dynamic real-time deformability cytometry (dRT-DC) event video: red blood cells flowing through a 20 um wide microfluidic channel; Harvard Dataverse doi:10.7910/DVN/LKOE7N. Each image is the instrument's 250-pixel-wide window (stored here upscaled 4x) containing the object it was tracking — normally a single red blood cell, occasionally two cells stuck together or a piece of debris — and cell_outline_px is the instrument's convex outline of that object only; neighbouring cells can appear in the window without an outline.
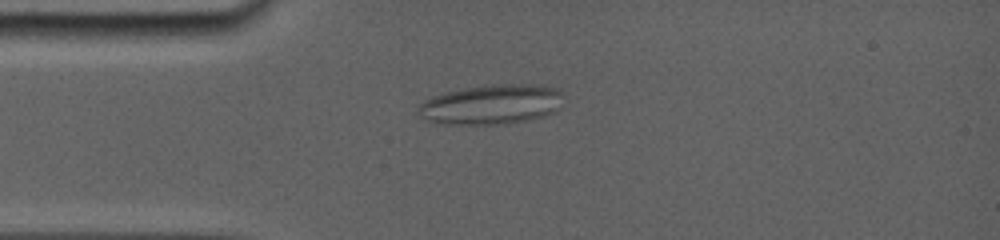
{"species": "common noctule bat (a hibernating species)", "species_latin": "Nyctalus noctula", "temperature_condition": "room temperature", "stored_images_in_passage": 70, "camera_frame_rate_fps": 5000, "um_per_image_px": 0.085, "animal": {"sex": "female", "body_mass_g": 19.0, "forearm_length_mm": 56.7}, "frame": {"image": 1, "passage_image": 19, "time_ms": 4.0, "image_size_px": [1000, 240], "cell_outline_px": [[560, 108], [544, 116], [528, 120], [504, 124], [440, 124], [424, 120], [416, 112], [420, 104], [424, 100], [432, 96], [448, 92], [468, 88], [500, 84], [532, 84], [556, 88], [560, 92]], "centroid_in_image_um": [41.72, 8.9], "position_along_channel_um": 43.3, "area_um2": 33.47}}
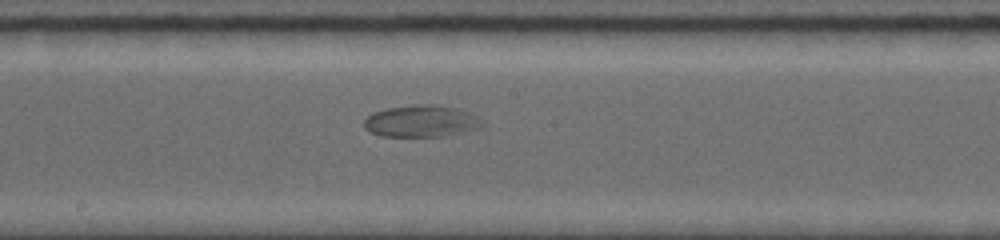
{"frame": {"image": 2, "passage_image": 36, "time_ms": 9.0, "image_size_px": [1000, 240], "cell_outline_px": [[484, 124], [480, 128], [444, 136], [380, 136], [368, 132], [364, 128], [364, 120], [372, 112], [388, 108], [412, 104], [428, 104], [456, 108], [476, 116], [484, 120]], "centroid_in_image_um": [35.77, 10.3], "position_along_channel_um": 212.4, "area_um2": 21.96}}
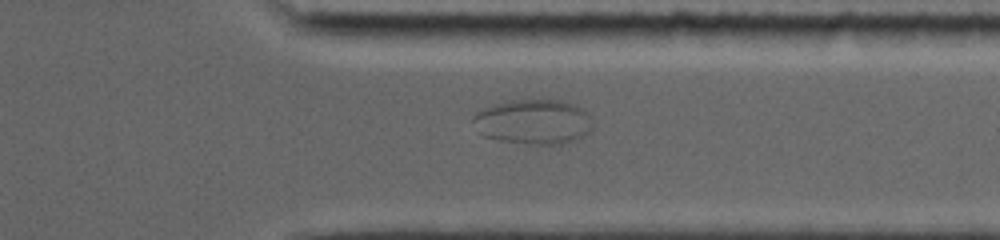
{"frame": {"image": 3, "passage_image": 57, "time_ms": 13.2, "image_size_px": [1000, 240], "cell_outline_px": [[592, 128], [584, 136], [564, 144], [532, 144], [500, 140], [484, 136], [480, 132], [472, 120], [472, 116], [476, 112], [492, 104], [508, 100], [560, 100], [572, 104], [580, 108], [592, 120]], "centroid_in_image_um": [45.32, 10.35], "position_along_channel_um": 366.1, "area_um2": 31.1}}